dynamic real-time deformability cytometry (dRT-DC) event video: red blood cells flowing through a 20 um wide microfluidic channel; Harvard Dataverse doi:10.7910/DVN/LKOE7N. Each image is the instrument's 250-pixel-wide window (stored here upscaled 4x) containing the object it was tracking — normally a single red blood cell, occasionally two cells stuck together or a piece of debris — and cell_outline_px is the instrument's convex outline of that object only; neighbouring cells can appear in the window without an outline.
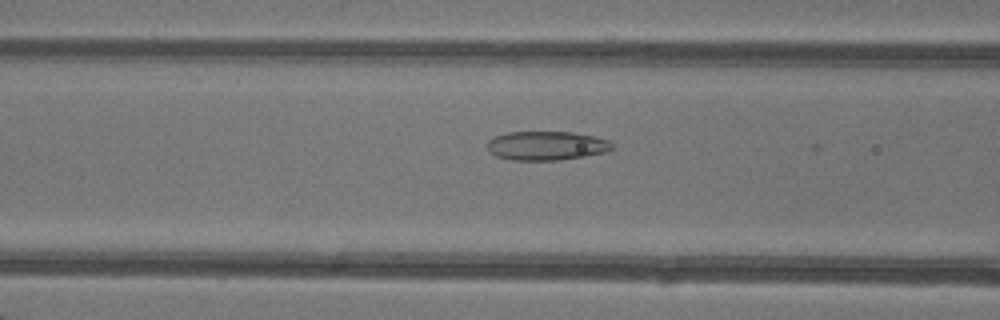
{"species": "common noctule bat (a hibernating species)", "species_latin": "Nyctalus noctula", "temperature_condition": "warm", "stored_images_in_passage": 40, "camera_frame_rate_fps": 3000, "um_per_image_px": 0.085, "animal": {"sex": "female"}, "frame": {"image": 1, "passage_image": 21, "time_ms": 6.667, "image_size_px": [1000, 320], "cell_outline_px": [[612, 148], [604, 152], [584, 156], [560, 160], [512, 160], [496, 156], [488, 148], [488, 140], [496, 136], [508, 132], [572, 132], [592, 136], [608, 140], [612, 144]], "centroid_in_image_um": [46.43, 12.38], "position_along_channel_um": 120.2, "area_um2": 20.81}}
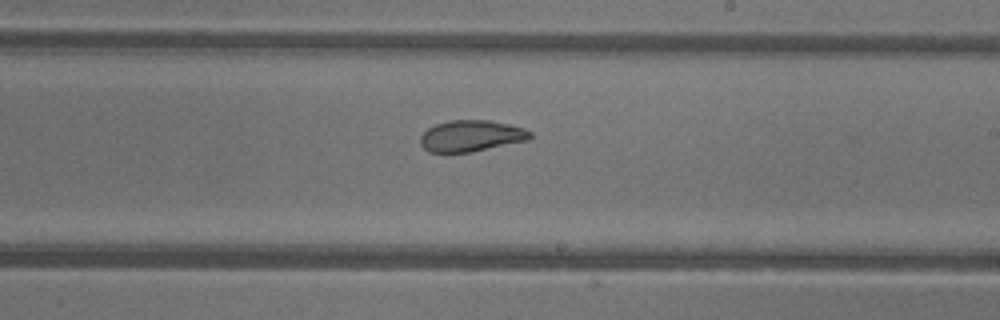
{"frame": {"image": 2, "passage_image": 30, "time_ms": 9.667, "image_size_px": [1000, 320], "cell_outline_px": [[532, 136], [528, 140], [472, 152], [428, 152], [420, 144], [420, 136], [428, 128], [436, 124], [448, 120], [488, 120], [508, 124], [524, 128], [532, 132]], "centroid_in_image_um": [40.04, 11.55], "position_along_channel_um": 249.0, "area_um2": 20.06}}
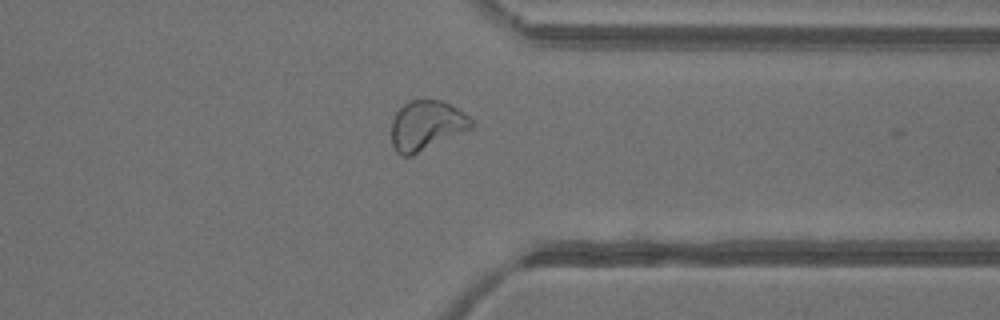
{"frame": {"image": 3, "passage_image": 39, "time_ms": 12.667, "image_size_px": [1000, 320], "cell_outline_px": [[472, 128], [412, 156], [404, 156], [396, 152], [392, 144], [392, 120], [396, 112], [404, 104], [412, 100], [440, 100], [464, 112], [472, 120]], "centroid_in_image_um": [36.23, 10.68], "position_along_channel_um": 375.2, "area_um2": 22.95}}